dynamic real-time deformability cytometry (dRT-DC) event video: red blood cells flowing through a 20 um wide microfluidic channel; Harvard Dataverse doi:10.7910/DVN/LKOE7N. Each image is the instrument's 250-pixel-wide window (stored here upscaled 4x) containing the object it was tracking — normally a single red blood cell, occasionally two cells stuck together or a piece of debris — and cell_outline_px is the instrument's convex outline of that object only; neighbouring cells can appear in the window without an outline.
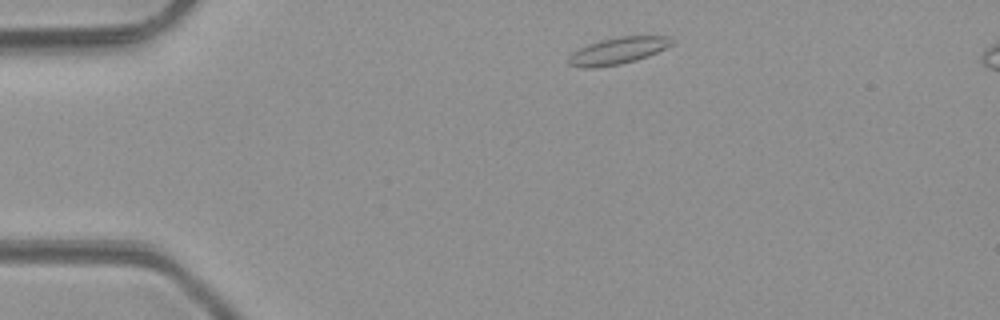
{"species": "common noctule bat (a hibernating species)", "species_latin": "Nyctalus noctula", "temperature_condition": "room temperature", "stored_images_in_passage": 4, "camera_frame_rate_fps": 3000, "um_per_image_px": 0.085, "animal": {"sex": "male", "body_mass_g": 23.1, "forearm_length_mm": 52.7}, "frame": {"image": 1, "passage_image": 4, "time_ms": 4.333, "image_size_px": [1000, 320], "cell_outline_px": [[676, 44], [648, 56], [636, 60], [620, 64], [596, 68], [580, 68], [568, 64], [568, 56], [572, 52], [588, 44], [600, 40], [620, 36], [668, 36], [676, 40]], "centroid_in_image_um": [52.55, 4.31], "position_along_channel_um": 32.4, "area_um2": 16.42}}